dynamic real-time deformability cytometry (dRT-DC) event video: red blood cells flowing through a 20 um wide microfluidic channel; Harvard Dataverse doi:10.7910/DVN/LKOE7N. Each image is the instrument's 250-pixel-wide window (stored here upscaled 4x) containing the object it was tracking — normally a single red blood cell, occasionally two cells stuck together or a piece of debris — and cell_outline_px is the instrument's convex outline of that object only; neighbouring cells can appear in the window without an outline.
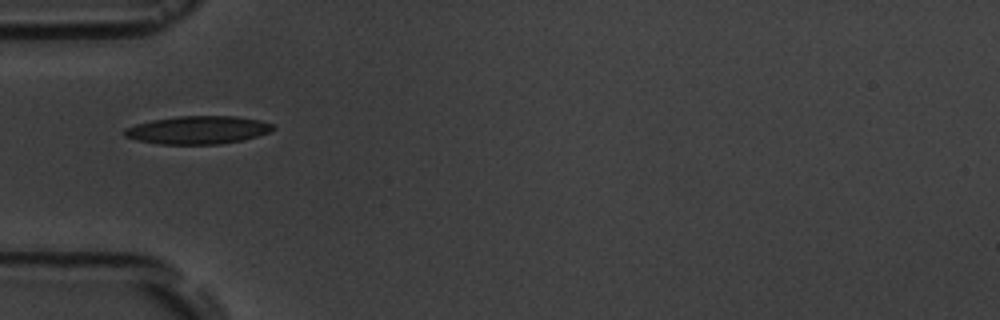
{"species": "common noctule bat (a hibernating species)", "species_latin": "Nyctalus noctula", "temperature_condition": "room temperature", "stored_images_in_passage": 4, "camera_frame_rate_fps": 3000, "um_per_image_px": 0.085, "animal": {"sex": "male", "body_mass_g": 19.5, "forearm_length_mm": 54.6}, "frame": {"image": 1, "passage_image": 1, "time_ms": 0.0, "image_size_px": [1000, 320], "cell_outline_px": [[276, 128], [268, 132], [244, 140], [220, 144], [160, 144], [136, 140], [124, 136], [124, 128], [136, 124], [152, 120], [176, 116], [236, 116], [260, 120], [272, 124]], "centroid_in_image_um": [16.81, 11.05], "position_along_channel_um": 68.2, "area_um2": 24.28}}
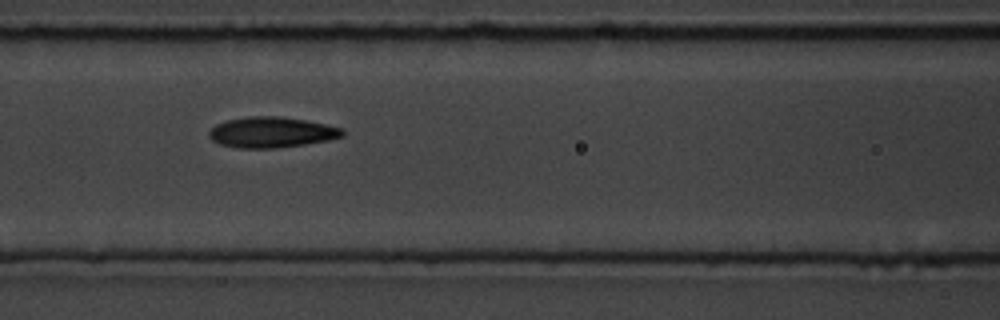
{"frame": {"image": 2, "passage_image": 3, "time_ms": 2.0, "image_size_px": [1000, 320], "cell_outline_px": [[344, 136], [328, 140], [304, 144], [276, 148], [240, 148], [220, 144], [212, 140], [208, 136], [208, 132], [216, 124], [228, 120], [248, 116], [280, 116], [304, 120], [344, 128]], "centroid_in_image_um": [23.08, 11.24], "position_along_channel_um": 143.5, "area_um2": 23.76}}
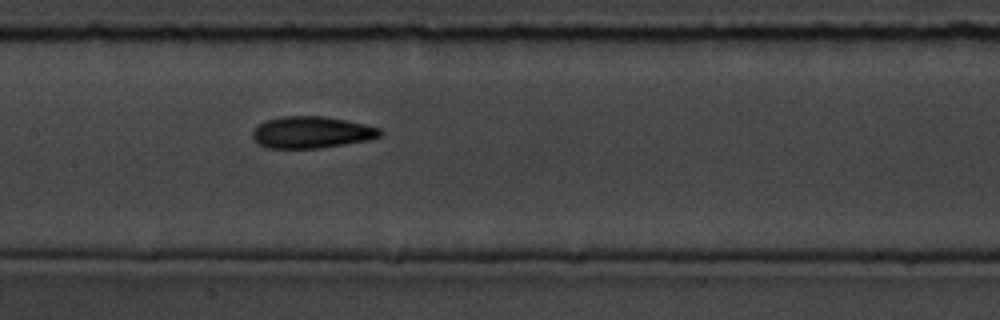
{"frame": {"image": 3, "passage_image": 4, "time_ms": 3.0, "image_size_px": [1000, 320], "cell_outline_px": [[384, 132], [380, 136], [368, 140], [320, 148], [268, 148], [256, 144], [252, 136], [252, 132], [264, 120], [280, 116], [324, 116], [364, 124], [380, 128]], "centroid_in_image_um": [26.46, 11.25], "position_along_channel_um": 180.9, "area_um2": 23.64}}